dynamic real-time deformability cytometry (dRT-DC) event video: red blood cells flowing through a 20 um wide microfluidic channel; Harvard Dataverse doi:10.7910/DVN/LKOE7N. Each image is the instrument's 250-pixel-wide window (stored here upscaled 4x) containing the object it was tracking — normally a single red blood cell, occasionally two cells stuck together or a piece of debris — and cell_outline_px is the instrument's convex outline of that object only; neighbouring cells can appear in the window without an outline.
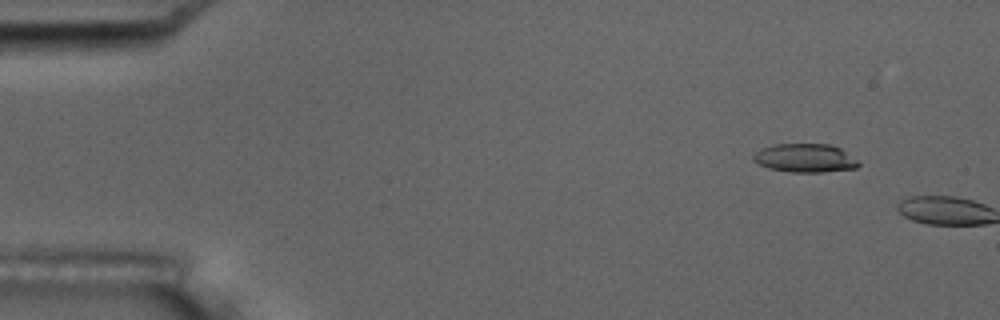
{"species": "common noctule bat (a hibernating species)", "species_latin": "Nyctalus noctula", "temperature_condition": "room temperature", "stored_images_in_passage": 3, "camera_frame_rate_fps": 3000, "um_per_image_px": 0.085, "animal": {"sex": "male", "body_mass_g": 17.5, "forearm_length_mm": 52.3}, "frame": {"image": 1, "passage_image": 2, "time_ms": 1.333, "image_size_px": [1000, 320], "cell_outline_px": [[860, 164], [856, 168], [820, 172], [788, 172], [768, 168], [752, 160], [752, 156], [760, 148], [776, 144], [828, 144], [840, 148], [856, 160]], "centroid_in_image_um": [68.38, 13.43], "position_along_channel_um": 16.6, "area_um2": 17.4}}